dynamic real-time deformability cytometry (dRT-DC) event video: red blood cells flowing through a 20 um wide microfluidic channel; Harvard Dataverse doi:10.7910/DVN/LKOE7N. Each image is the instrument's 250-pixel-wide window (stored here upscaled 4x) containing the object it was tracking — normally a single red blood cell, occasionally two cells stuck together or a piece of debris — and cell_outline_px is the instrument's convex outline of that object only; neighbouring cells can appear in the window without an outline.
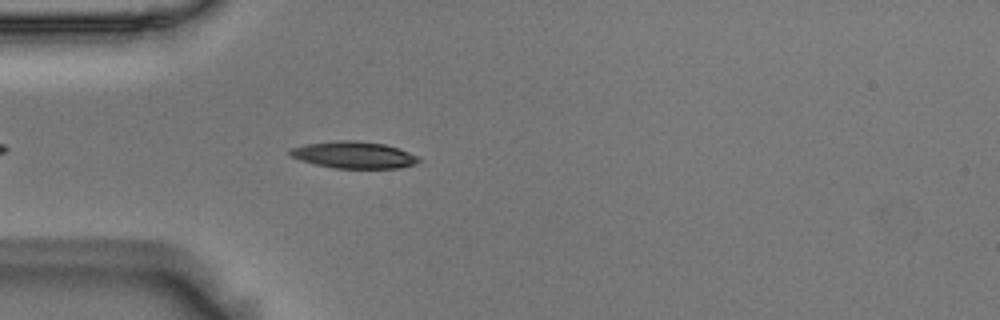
{"species": "Egyptian fruit bat (a non-hibernating species)", "species_latin": "Rousettus aegyptiacus", "temperature_condition": "room temperature", "stored_images_in_passage": 2, "camera_frame_rate_fps": 3000, "um_per_image_px": 0.085, "animal": {"sex": "male"}, "frame": {"image": 1, "passage_image": 2, "time_ms": 0.333, "image_size_px": [1000, 320], "cell_outline_px": [[420, 160], [416, 164], [400, 168], [332, 168], [300, 160], [292, 156], [288, 152], [288, 148], [308, 144], [340, 140], [356, 140], [384, 144], [400, 148], [416, 156]], "centroid_in_image_um": [30.08, 13.17], "position_along_channel_um": 54.9, "area_um2": 20.06}}